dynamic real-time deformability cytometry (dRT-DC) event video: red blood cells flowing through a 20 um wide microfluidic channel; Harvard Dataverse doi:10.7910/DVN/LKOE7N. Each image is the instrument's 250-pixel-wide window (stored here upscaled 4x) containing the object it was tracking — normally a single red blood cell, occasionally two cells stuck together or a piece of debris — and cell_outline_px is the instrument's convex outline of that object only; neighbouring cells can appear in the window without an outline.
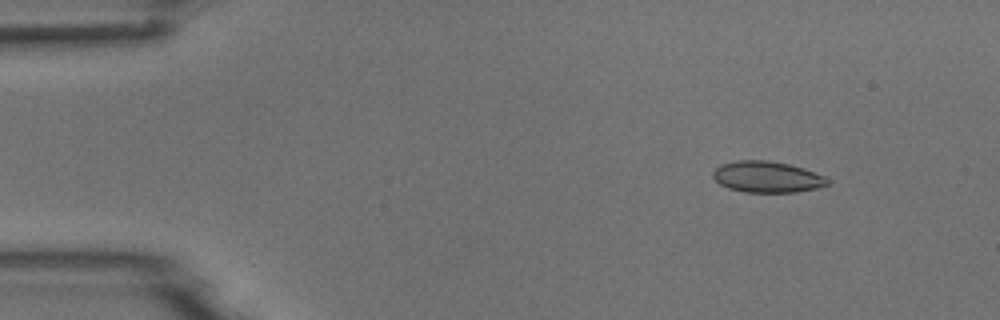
{"species": "common noctule bat (a hibernating species)", "species_latin": "Nyctalus noctula", "temperature_condition": "room temperature", "stored_images_in_passage": 10, "camera_frame_rate_fps": 3000, "um_per_image_px": 0.085, "animal": {"sex": "male", "body_mass_g": 18.8}, "frame": {"image": 1, "passage_image": 2, "time_ms": 1.333, "image_size_px": [1000, 320], "cell_outline_px": [[832, 180], [828, 184], [816, 188], [796, 192], [744, 192], [728, 188], [720, 184], [712, 176], [712, 172], [720, 164], [736, 160], [768, 160], [788, 164], [804, 168], [824, 176]], "centroid_in_image_um": [65.19, 15.03], "position_along_channel_um": 19.8, "area_um2": 20.92}}
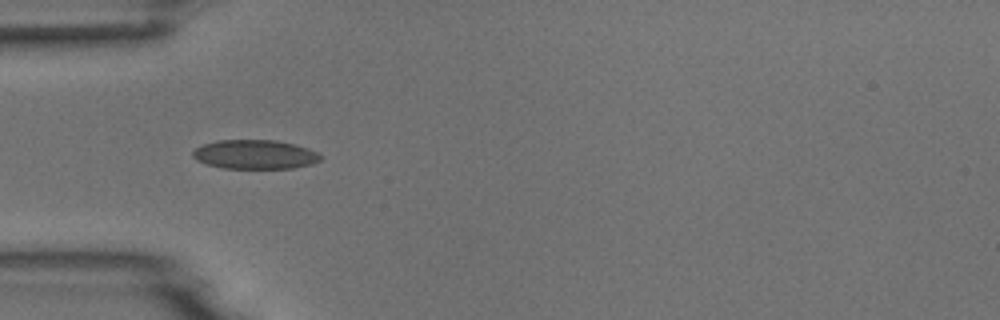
{"frame": {"image": 2, "passage_image": 5, "time_ms": 4.667, "image_size_px": [1000, 320], "cell_outline_px": [[324, 156], [320, 160], [312, 164], [292, 168], [224, 168], [208, 164], [196, 160], [192, 156], [192, 152], [196, 148], [204, 144], [216, 140], [276, 140], [296, 144], [308, 148]], "centroid_in_image_um": [21.69, 13.12], "position_along_channel_um": 63.3, "area_um2": 21.73}}